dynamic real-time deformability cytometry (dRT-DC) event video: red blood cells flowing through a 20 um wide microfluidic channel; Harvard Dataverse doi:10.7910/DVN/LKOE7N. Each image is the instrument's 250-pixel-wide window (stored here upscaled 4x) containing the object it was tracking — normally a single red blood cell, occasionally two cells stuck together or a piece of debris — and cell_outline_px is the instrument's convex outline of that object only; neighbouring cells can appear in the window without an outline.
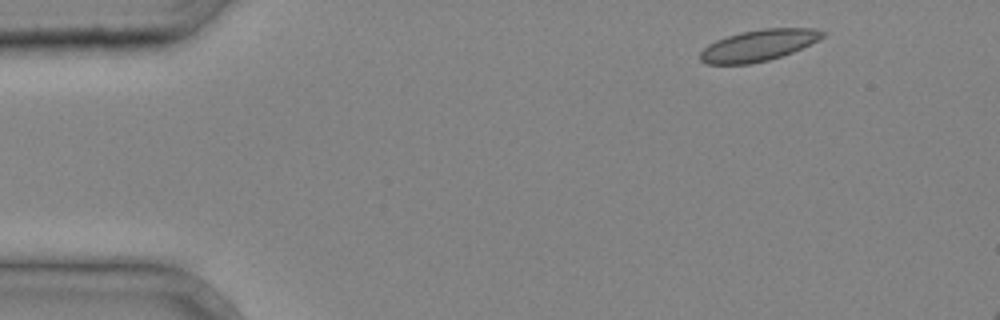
{"species": "common noctule bat (a hibernating species)", "species_latin": "Nyctalus noctula", "temperature_condition": "cold", "stored_images_in_passage": 3, "segment_of_instrument_passage": [1, 2], "camera_frame_rate_fps": 3000, "um_per_image_px": 0.085, "animal": {"sex": "male", "body_mass_g": 20.4}, "frame": {"image": 1, "passage_image": 1, "time_ms": 0.0, "image_size_px": [1000, 320], "cell_outline_px": [[824, 36], [792, 52], [768, 60], [752, 64], [704, 64], [700, 60], [700, 52], [708, 44], [716, 40], [740, 32], [764, 28], [812, 28], [824, 32]], "centroid_in_image_um": [64.41, 3.86], "position_along_channel_um": 20.6, "area_um2": 22.08}}